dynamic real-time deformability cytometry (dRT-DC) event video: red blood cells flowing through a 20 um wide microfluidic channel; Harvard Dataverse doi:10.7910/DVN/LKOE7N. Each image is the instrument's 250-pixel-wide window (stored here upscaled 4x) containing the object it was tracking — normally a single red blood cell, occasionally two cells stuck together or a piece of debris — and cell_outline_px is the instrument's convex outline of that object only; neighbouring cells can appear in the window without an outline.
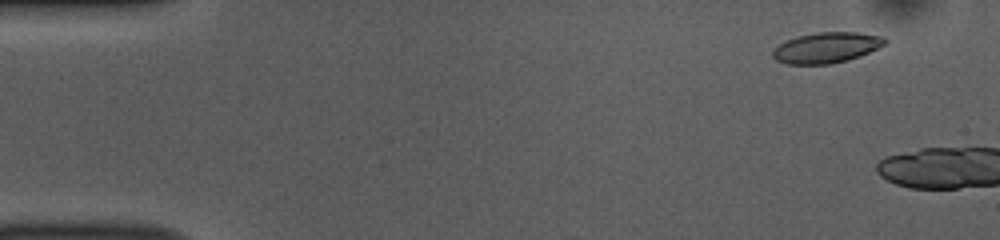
{"species": "common noctule bat (a hibernating species)", "species_latin": "Nyctalus noctula", "temperature_condition": "room temperature", "stored_images_in_passage": 8, "camera_frame_rate_fps": 3000, "um_per_image_px": 0.085, "animal": {"sex": "female", "body_mass_g": 10.0, "forearm_length_mm": 53.1}, "frame": {"image": 1, "passage_image": 4, "time_ms": 1.0, "image_size_px": [1000, 240], "cell_outline_px": [[888, 40], [884, 44], [860, 56], [848, 60], [828, 64], [788, 64], [776, 60], [772, 56], [772, 48], [788, 40], [800, 36], [816, 32], [856, 32], [884, 36]], "centroid_in_image_um": [70.24, 4.05], "position_along_channel_um": 14.8, "area_um2": 19.88}}